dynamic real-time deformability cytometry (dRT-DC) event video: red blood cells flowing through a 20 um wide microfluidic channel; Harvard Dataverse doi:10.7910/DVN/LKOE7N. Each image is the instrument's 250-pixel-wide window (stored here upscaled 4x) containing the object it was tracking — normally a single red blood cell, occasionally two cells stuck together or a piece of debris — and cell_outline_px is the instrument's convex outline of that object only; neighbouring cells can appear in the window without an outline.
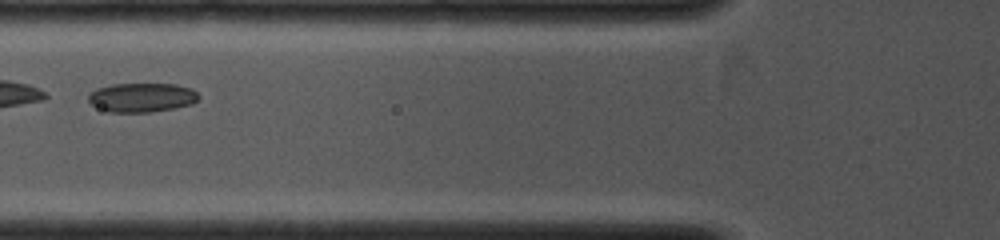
{"species": "common noctule bat (a hibernating species)", "species_latin": "Nyctalus noctula", "temperature_condition": "cold", "stored_images_in_passage": 12, "camera_frame_rate_fps": 4000, "um_per_image_px": 0.085, "animal": {"sex": "female", "body_mass_g": 19.0, "forearm_length_mm": 53.3}, "frame": {"image": 1, "passage_image": 3, "time_ms": 0.75, "image_size_px": [1000, 240], "cell_outline_px": [[200, 96], [192, 104], [176, 108], [152, 112], [108, 112], [92, 104], [88, 100], [88, 92], [96, 88], [112, 84], [176, 84], [192, 88]], "centroid_in_image_um": [12.05, 8.28], "position_along_channel_um": 113.7, "area_um2": 18.9}}